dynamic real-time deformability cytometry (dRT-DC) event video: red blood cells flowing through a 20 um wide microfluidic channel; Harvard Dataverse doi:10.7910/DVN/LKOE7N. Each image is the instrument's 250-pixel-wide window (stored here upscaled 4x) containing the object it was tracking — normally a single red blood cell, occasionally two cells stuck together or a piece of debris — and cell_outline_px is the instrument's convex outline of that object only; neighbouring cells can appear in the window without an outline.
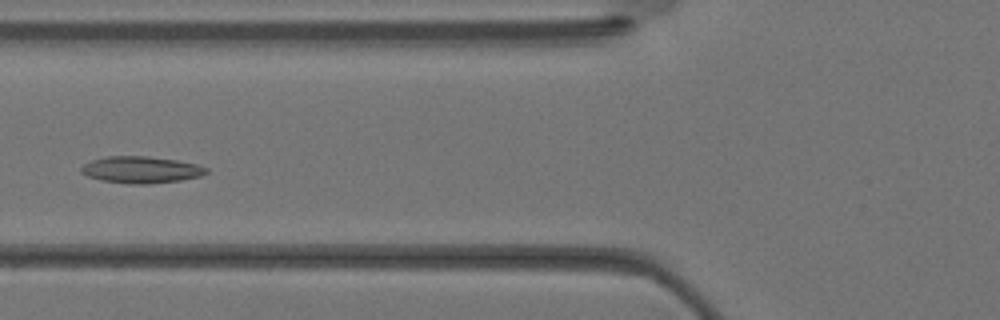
{"species": "Egyptian fruit bat (a non-hibernating species)", "species_latin": "Rousettus aegyptiacus", "temperature_condition": "warm", "stored_images_in_passage": 24, "camera_frame_rate_fps": 3000, "um_per_image_px": 0.085, "animal": {"sex": "female"}, "frame": {"image": 1, "passage_image": 9, "time_ms": 2.667, "image_size_px": [1000, 320], "cell_outline_px": [[208, 172], [200, 176], [180, 180], [148, 184], [128, 184], [100, 180], [88, 176], [80, 172], [80, 168], [84, 164], [92, 160], [108, 156], [148, 156], [176, 160], [196, 164], [208, 168]], "centroid_in_image_um": [11.97, 14.43], "position_along_channel_um": 113.8, "area_um2": 19.48}}
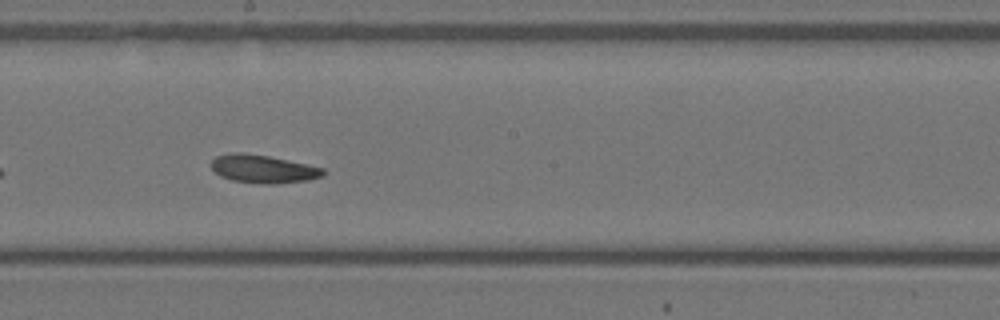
{"frame": {"image": 2, "passage_image": 15, "time_ms": 4.667, "image_size_px": [1000, 320], "cell_outline_px": [[324, 176], [308, 180], [276, 184], [264, 184], [232, 180], [220, 176], [212, 168], [212, 160], [216, 156], [232, 152], [244, 152], [268, 156], [324, 168]], "centroid_in_image_um": [22.36, 14.36], "position_along_channel_um": 225.8, "area_um2": 18.26}}
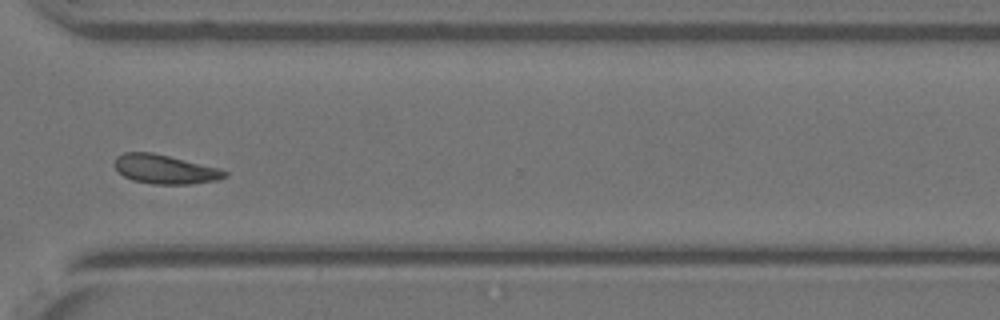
{"frame": {"image": 3, "passage_image": 22, "time_ms": 7.0, "image_size_px": [1000, 320], "cell_outline_px": [[228, 176], [216, 180], [188, 184], [152, 184], [132, 180], [124, 176], [112, 164], [116, 156], [124, 152], [152, 152], [220, 168], [228, 172]], "centroid_in_image_um": [14.0, 14.38], "position_along_channel_um": 356.6, "area_um2": 18.73}}